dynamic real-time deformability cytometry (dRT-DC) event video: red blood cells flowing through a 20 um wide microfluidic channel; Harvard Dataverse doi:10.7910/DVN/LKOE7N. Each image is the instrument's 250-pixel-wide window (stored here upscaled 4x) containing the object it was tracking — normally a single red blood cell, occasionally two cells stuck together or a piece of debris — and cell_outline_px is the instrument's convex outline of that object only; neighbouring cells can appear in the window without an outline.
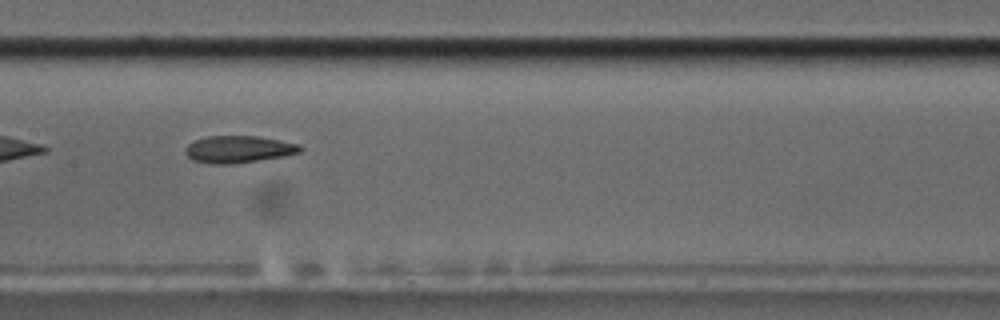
{"species": "common noctule bat (a hibernating species)", "species_latin": "Nyctalus noctula", "temperature_condition": "cold", "stored_images_in_passage": 7, "camera_frame_rate_fps": 3000, "um_per_image_px": 0.085, "animal": {"sex": "male", "body_mass_g": 17.5, "forearm_length_mm": 52.3}, "frame": {"image": 1, "passage_image": 5, "time_ms": 4.667, "image_size_px": [1000, 320], "cell_outline_px": [[304, 148], [300, 152], [284, 156], [232, 164], [212, 164], [192, 160], [184, 152], [184, 148], [188, 144], [196, 140], [208, 136], [256, 136], [280, 140], [300, 144]], "centroid_in_image_um": [20.28, 12.69], "position_along_channel_um": 187.1, "area_um2": 18.15}}
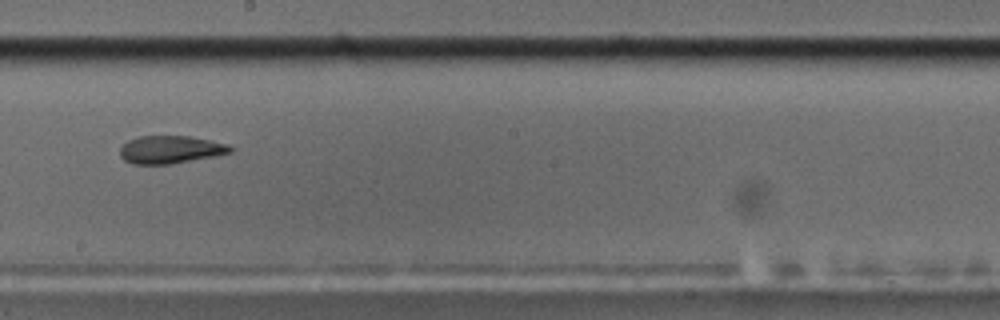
{"frame": {"image": 2, "passage_image": 6, "time_ms": 6.0, "image_size_px": [1000, 320], "cell_outline_px": [[236, 148], [232, 152], [216, 156], [172, 164], [132, 164], [124, 160], [120, 156], [120, 148], [128, 140], [136, 136], [188, 136], [228, 144]], "centroid_in_image_um": [14.5, 12.72], "position_along_channel_um": 233.7, "area_um2": 18.03}}
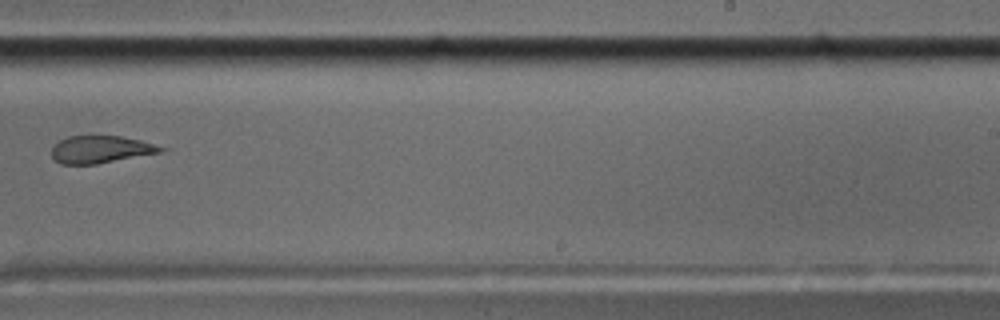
{"frame": {"image": 3, "passage_image": 7, "time_ms": 7.333, "image_size_px": [1000, 320], "cell_outline_px": [[168, 148], [160, 152], [96, 164], [60, 164], [52, 160], [52, 148], [60, 140], [68, 136], [92, 132], [120, 136], [140, 140]], "centroid_in_image_um": [8.5, 12.65], "position_along_channel_um": 280.5, "area_um2": 18.03}}